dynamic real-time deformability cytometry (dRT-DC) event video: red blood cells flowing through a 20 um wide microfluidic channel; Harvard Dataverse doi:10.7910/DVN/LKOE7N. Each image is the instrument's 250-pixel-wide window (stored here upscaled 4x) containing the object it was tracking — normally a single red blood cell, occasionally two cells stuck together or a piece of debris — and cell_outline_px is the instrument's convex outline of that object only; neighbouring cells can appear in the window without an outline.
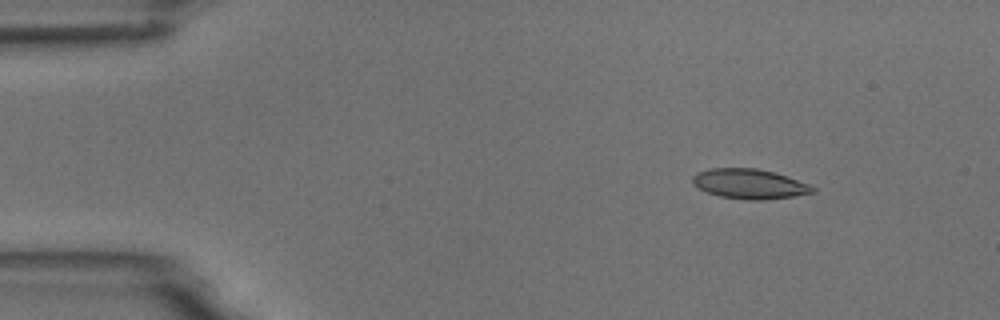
{"species": "common noctule bat (a hibernating species)", "species_latin": "Nyctalus noctula", "temperature_condition": "room temperature", "stored_images_in_passage": 4, "camera_frame_rate_fps": 3000, "um_per_image_px": 0.085, "animal": {"sex": "male", "body_mass_g": 18.8}, "frame": {"image": 1, "passage_image": 2, "time_ms": 1.333, "image_size_px": [1000, 320], "cell_outline_px": [[816, 192], [792, 196], [764, 200], [748, 200], [720, 196], [708, 192], [692, 184], [692, 176], [696, 172], [708, 168], [756, 168], [776, 172], [808, 184], [816, 188]], "centroid_in_image_um": [63.69, 15.62], "position_along_channel_um": 21.3, "area_um2": 20.92}}